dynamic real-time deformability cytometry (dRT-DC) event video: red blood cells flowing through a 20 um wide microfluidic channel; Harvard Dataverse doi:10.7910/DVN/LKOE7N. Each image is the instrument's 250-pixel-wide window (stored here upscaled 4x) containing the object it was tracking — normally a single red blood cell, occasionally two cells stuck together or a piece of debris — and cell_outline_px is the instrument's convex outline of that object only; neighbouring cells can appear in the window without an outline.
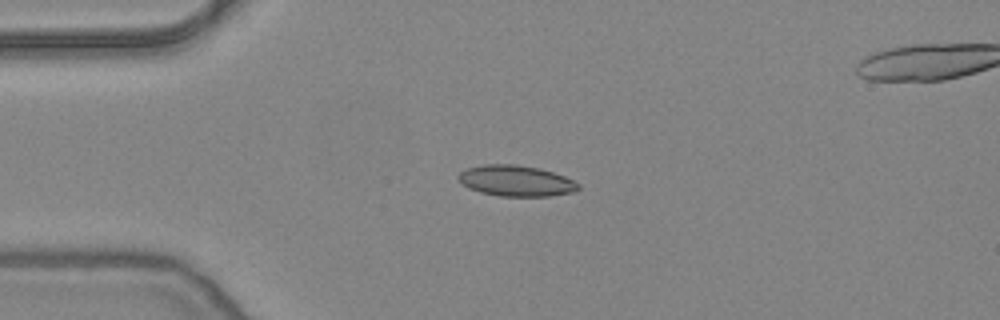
{"species": "common noctule bat (a hibernating species)", "species_latin": "Nyctalus noctula", "temperature_condition": "warm", "stored_images_in_passage": 38, "camera_frame_rate_fps": 3000, "um_per_image_px": 0.085, "animal": {"sex": "female", "body_mass_g": 24.6, "forearm_length_mm": 56.2}, "frame": {"image": 1, "passage_image": 1, "time_ms": 0.0, "image_size_px": [1000, 320], "cell_outline_px": [[580, 188], [572, 192], [548, 196], [500, 196], [480, 192], [468, 188], [456, 176], [460, 172], [468, 168], [484, 164], [516, 164], [540, 168], [564, 176], [580, 184]], "centroid_in_image_um": [43.86, 15.36], "position_along_channel_um": 41.1, "area_um2": 21.5}}
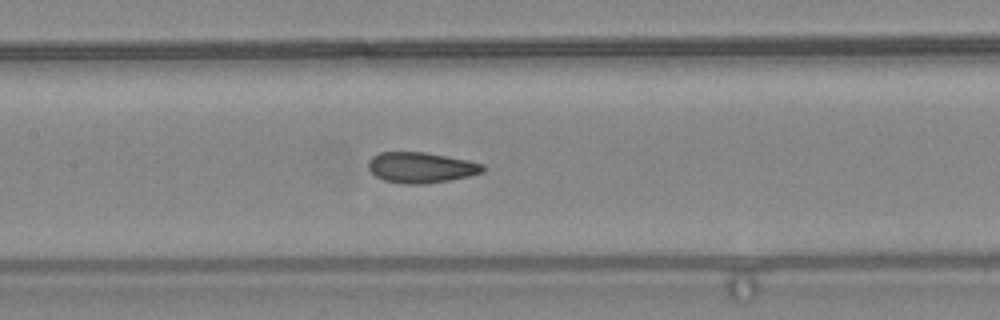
{"frame": {"image": 2, "passage_image": 13, "time_ms": 4.0, "image_size_px": [1000, 320], "cell_outline_px": [[484, 172], [468, 176], [448, 180], [424, 184], [404, 184], [384, 180], [376, 176], [368, 168], [368, 160], [372, 156], [380, 152], [424, 152], [468, 160], [484, 164]], "centroid_in_image_um": [35.77, 14.23], "position_along_channel_um": 171.6, "area_um2": 20.4}}
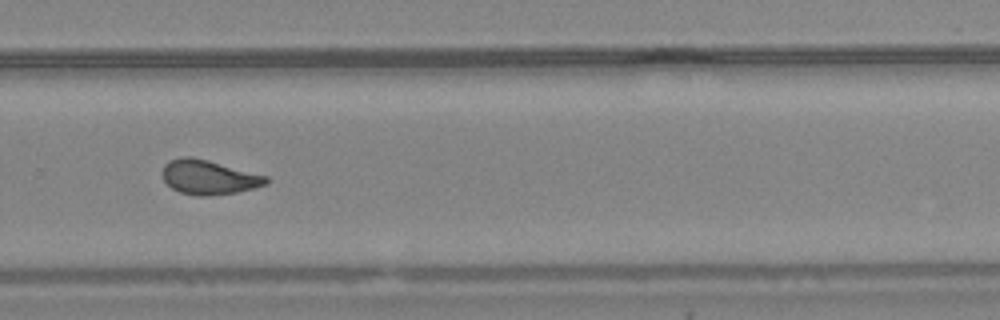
{"frame": {"image": 3, "passage_image": 24, "time_ms": 7.667, "image_size_px": [1000, 320], "cell_outline_px": [[268, 184], [256, 188], [240, 192], [208, 196], [196, 196], [180, 192], [172, 188], [164, 180], [164, 164], [180, 156], [192, 156], [208, 160], [268, 176]], "centroid_in_image_um": [17.79, 15.07], "position_along_channel_um": 312.0, "area_um2": 20.87}, "authors_computed_cell_mechanics": {"area_um2": 20.3745, "velocity_mm_per_s": 3.8526, "shape_relaxation_time_tau1_ms": null, "shape_relaxation_time_tau2_ms": 1.2562, "deformation_change_tau1": null, "deformation_change_tau2": 0.0692}}